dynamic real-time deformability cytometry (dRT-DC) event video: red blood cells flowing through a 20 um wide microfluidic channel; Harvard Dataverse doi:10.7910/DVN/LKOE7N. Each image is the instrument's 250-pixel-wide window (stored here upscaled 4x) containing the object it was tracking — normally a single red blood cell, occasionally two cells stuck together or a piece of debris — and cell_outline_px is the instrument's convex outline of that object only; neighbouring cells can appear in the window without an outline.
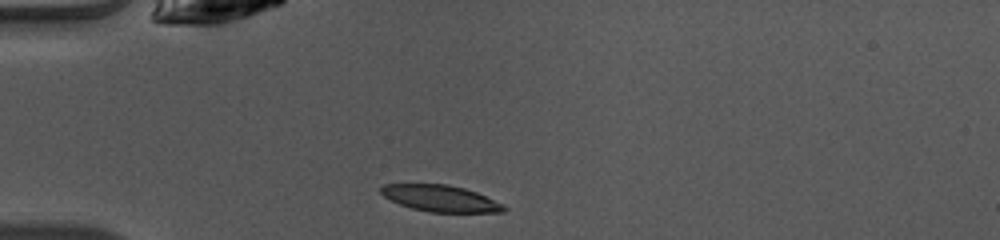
{"species": "common noctule bat (a hibernating species)", "species_latin": "Nyctalus noctula", "temperature_condition": "warm", "stored_images_in_passage": 36, "camera_frame_rate_fps": 3000, "um_per_image_px": 0.085, "animal": {"sex": "female", "body_mass_g": 10.0, "forearm_length_mm": 53.1}, "frame": {"image": 1, "passage_image": 1, "time_ms": 0.0, "image_size_px": [1000, 240], "cell_outline_px": [[508, 208], [504, 212], [428, 212], [412, 208], [400, 204], [384, 196], [380, 192], [380, 188], [384, 184], [448, 184], [464, 188], [476, 192], [504, 204]], "centroid_in_image_um": [37.47, 16.86], "position_along_channel_um": 47.5, "area_um2": 18.9}}
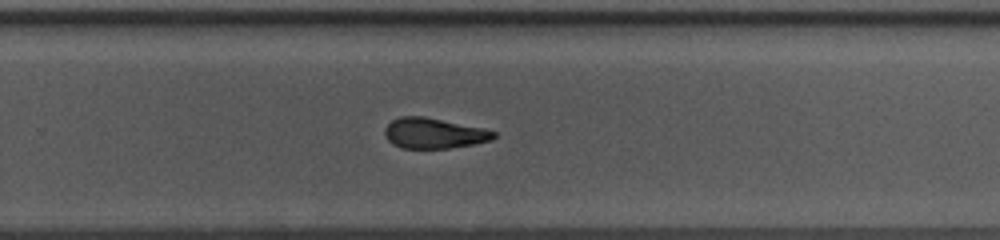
{"frame": {"image": 2, "passage_image": 20, "time_ms": 6.333, "image_size_px": [1000, 240], "cell_outline_px": [[496, 136], [492, 140], [452, 148], [400, 148], [392, 144], [388, 140], [384, 132], [384, 128], [392, 120], [400, 116], [424, 116], [484, 128], [496, 132]], "centroid_in_image_um": [36.87, 11.32], "position_along_channel_um": 292.9, "area_um2": 19.42}}
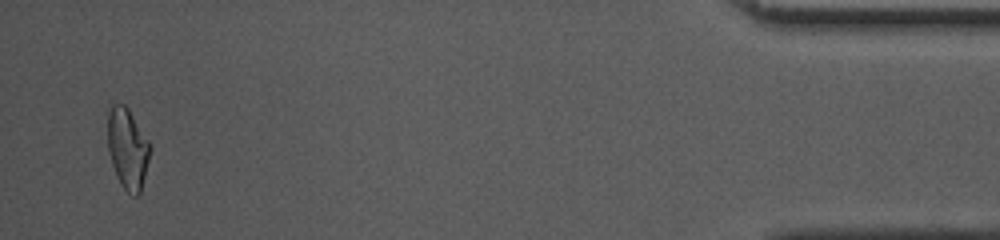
{"frame": {"image": 3, "passage_image": 35, "time_ms": 11.333, "image_size_px": [1000, 240], "cell_outline_px": [[152, 148], [140, 196], [132, 196], [120, 184], [116, 176], [108, 152], [108, 112], [112, 104], [124, 104], [128, 108], [148, 140]], "centroid_in_image_um": [10.86, 12.66], "position_along_channel_um": 424.3, "area_um2": 20.11}, "authors_computed_cell_mechanics": {"area_um2": 20.1144, "velocity_mm_per_s": 4.1235, "shape_relaxation_time_tau1_ms": 4.1065, "shape_relaxation_time_tau2_ms": 2.6791, "deformation_change_tau1": 0.1696, "deformation_change_tau2": 0.1164}}